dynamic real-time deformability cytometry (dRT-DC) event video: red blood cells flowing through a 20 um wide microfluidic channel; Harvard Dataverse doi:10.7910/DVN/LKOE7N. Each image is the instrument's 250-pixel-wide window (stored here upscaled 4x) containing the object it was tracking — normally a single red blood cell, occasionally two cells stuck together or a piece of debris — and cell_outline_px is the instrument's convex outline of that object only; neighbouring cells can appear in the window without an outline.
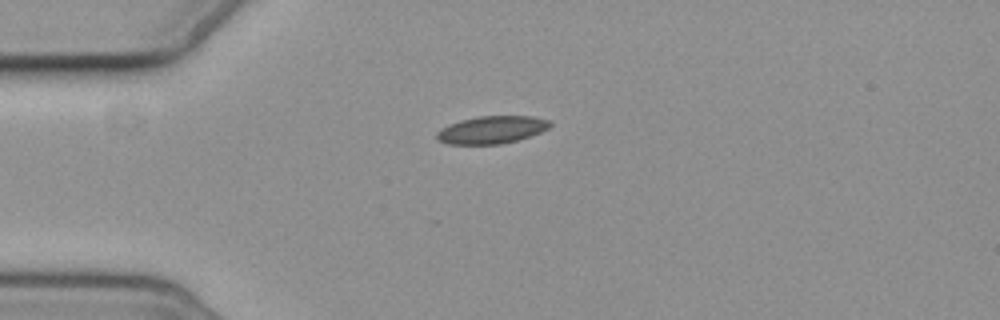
{"species": "common noctule bat (a hibernating species)", "species_latin": "Nyctalus noctula", "temperature_condition": "cold", "stored_images_in_passage": 3, "camera_frame_rate_fps": 3000, "um_per_image_px": 0.085, "animal": {"sex": "female", "body_mass_g": 19.3, "forearm_length_mm": 54.1}, "frame": {"image": 1, "passage_image": 1, "time_ms": 0.0, "image_size_px": [1000, 320], "cell_outline_px": [[552, 124], [548, 128], [540, 132], [516, 140], [500, 144], [448, 144], [436, 140], [436, 132], [440, 128], [448, 124], [460, 120], [476, 116], [532, 116], [552, 120]], "centroid_in_image_um": [41.76, 11.02], "position_along_channel_um": 43.2, "area_um2": 18.32}}
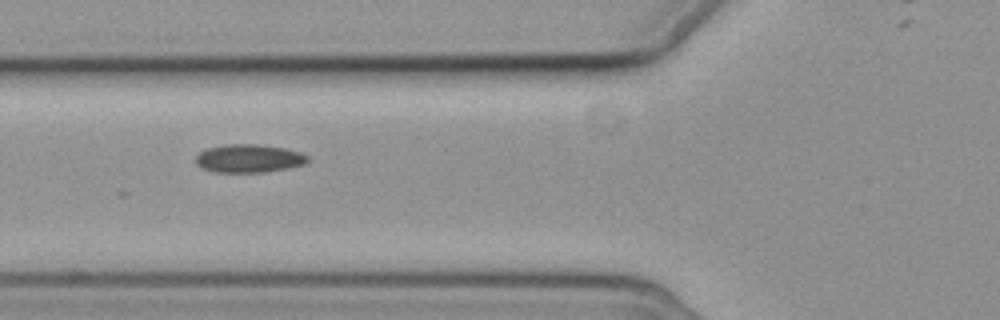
{"frame": {"image": 2, "passage_image": 3, "time_ms": 2.333, "image_size_px": [1000, 320], "cell_outline_px": [[308, 160], [304, 164], [288, 168], [264, 172], [216, 172], [204, 168], [196, 164], [196, 156], [200, 152], [208, 148], [224, 144], [260, 144], [284, 148], [300, 152], [308, 156]], "centroid_in_image_um": [21.16, 13.46], "position_along_channel_um": 104.6, "area_um2": 18.32}}